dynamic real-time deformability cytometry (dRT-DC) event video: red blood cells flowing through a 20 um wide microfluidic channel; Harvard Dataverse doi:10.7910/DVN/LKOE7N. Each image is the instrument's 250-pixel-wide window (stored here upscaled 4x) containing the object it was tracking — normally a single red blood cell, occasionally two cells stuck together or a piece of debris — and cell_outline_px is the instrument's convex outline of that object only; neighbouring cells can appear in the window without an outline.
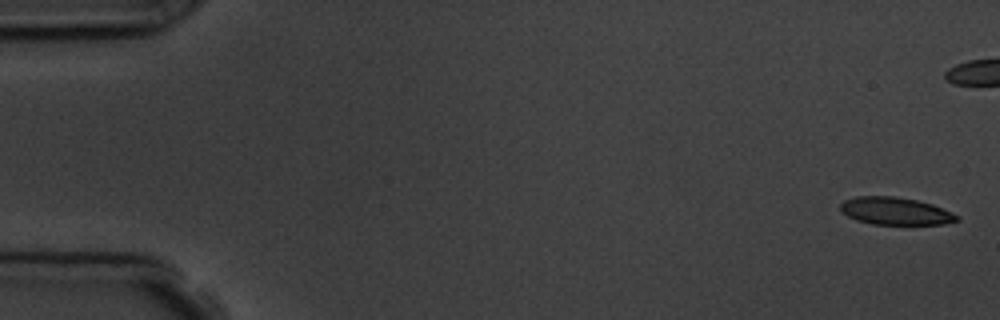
{"species": "common noctule bat (a hibernating species)", "species_latin": "Nyctalus noctula", "temperature_condition": "room temperature", "stored_images_in_passage": 4, "camera_frame_rate_fps": 3000, "um_per_image_px": 0.085, "animal": {"sex": "male", "body_mass_g": 19.5, "forearm_length_mm": 54.6}, "frame": {"image": 1, "passage_image": 1, "time_ms": 0.0, "image_size_px": [1000, 320], "cell_outline_px": [[960, 220], [944, 224], [872, 224], [856, 220], [848, 216], [840, 208], [840, 204], [844, 200], [856, 196], [892, 196], [916, 200], [932, 204], [952, 212], [960, 216]], "centroid_in_image_um": [76.13, 17.94], "position_along_channel_um": 8.9, "area_um2": 18.61}}